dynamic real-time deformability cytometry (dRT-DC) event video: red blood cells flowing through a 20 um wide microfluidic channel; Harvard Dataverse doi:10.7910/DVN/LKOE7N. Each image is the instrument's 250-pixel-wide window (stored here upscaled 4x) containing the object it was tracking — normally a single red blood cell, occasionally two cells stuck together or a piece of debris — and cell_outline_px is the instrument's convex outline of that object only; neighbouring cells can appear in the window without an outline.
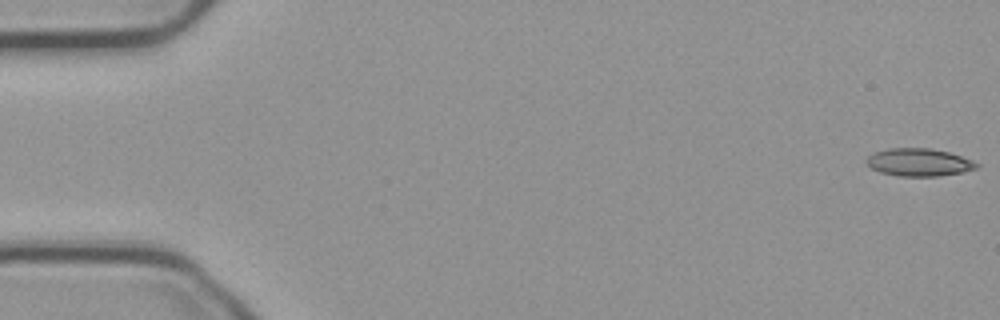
{"species": "common noctule bat (a hibernating species)", "species_latin": "Nyctalus noctula", "temperature_condition": "cold", "stored_images_in_passage": 55, "camera_frame_rate_fps": 3000, "um_per_image_px": 0.085, "animal": {"sex": "male", "body_mass_g": 23.1, "forearm_length_mm": 52.7}, "frame": {"image": 1, "passage_image": 1, "time_ms": 0.0, "image_size_px": [1000, 320], "cell_outline_px": [[980, 164], [976, 168], [964, 172], [936, 176], [900, 176], [880, 172], [872, 168], [864, 160], [868, 156], [876, 152], [888, 148], [928, 148], [948, 152], [972, 160]], "centroid_in_image_um": [78.11, 13.79], "position_along_channel_um": 6.9, "area_um2": 17.63}}
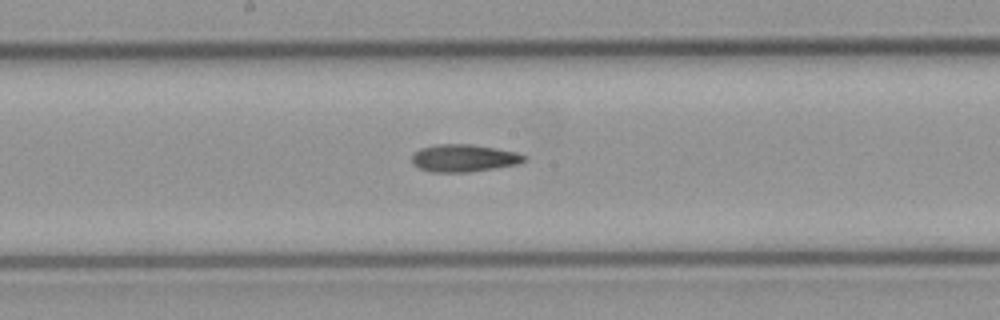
{"frame": {"image": 2, "passage_image": 29, "time_ms": 9.333, "image_size_px": [1000, 320], "cell_outline_px": [[528, 156], [524, 160], [516, 164], [468, 172], [432, 172], [420, 168], [412, 164], [412, 156], [420, 148], [436, 144], [472, 144], [496, 148], [516, 152]], "centroid_in_image_um": [39.4, 13.43], "position_along_channel_um": 208.8, "area_um2": 17.8}}
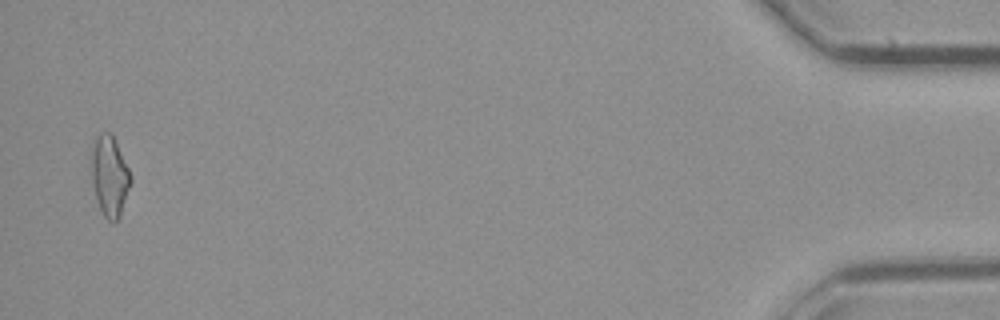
{"frame": {"image": 3, "passage_image": 54, "time_ms": 17.667, "image_size_px": [1000, 320], "cell_outline_px": [[132, 180], [120, 216], [116, 220], [108, 220], [104, 216], [96, 200], [92, 180], [92, 152], [96, 136], [100, 132], [112, 132], [132, 176]], "centroid_in_image_um": [9.33, 14.94], "position_along_channel_um": 425.9, "area_um2": 18.26}, "authors_computed_cell_mechanics": {"area_um2": 17.7446, "velocity_mm_per_s": 3.7447, "shape_relaxation_time_tau1_ms": null, "shape_relaxation_time_tau2_ms": 5.8537, "deformation_change_tau1": null, "deformation_change_tau2": 0.1742}}